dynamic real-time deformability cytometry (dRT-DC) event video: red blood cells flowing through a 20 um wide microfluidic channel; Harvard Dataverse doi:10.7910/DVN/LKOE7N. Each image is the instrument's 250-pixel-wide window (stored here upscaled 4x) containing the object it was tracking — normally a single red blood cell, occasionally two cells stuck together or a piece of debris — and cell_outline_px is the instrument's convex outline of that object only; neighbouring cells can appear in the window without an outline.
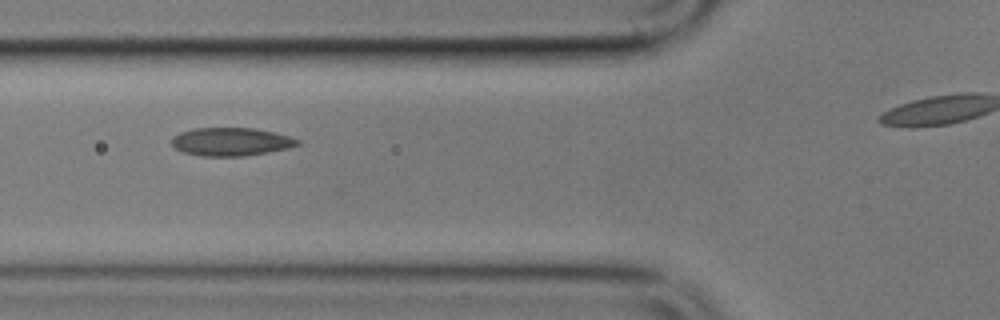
{"species": "common noctule bat (a hibernating species)", "species_latin": "Nyctalus noctula", "temperature_condition": "cold", "stored_images_in_passage": 13, "camera_frame_rate_fps": 3000, "um_per_image_px": 0.085, "animal": {"sex": "male", "body_mass_g": 17.9}, "frame": {"image": 1, "passage_image": 4, "time_ms": 3.333, "image_size_px": [1000, 320], "cell_outline_px": [[300, 144], [288, 148], [268, 152], [244, 156], [200, 156], [184, 152], [176, 148], [172, 144], [172, 136], [180, 132], [192, 128], [256, 128], [288, 136], [300, 140]], "centroid_in_image_um": [19.62, 12.04], "position_along_channel_um": 106.2, "area_um2": 20.63}}
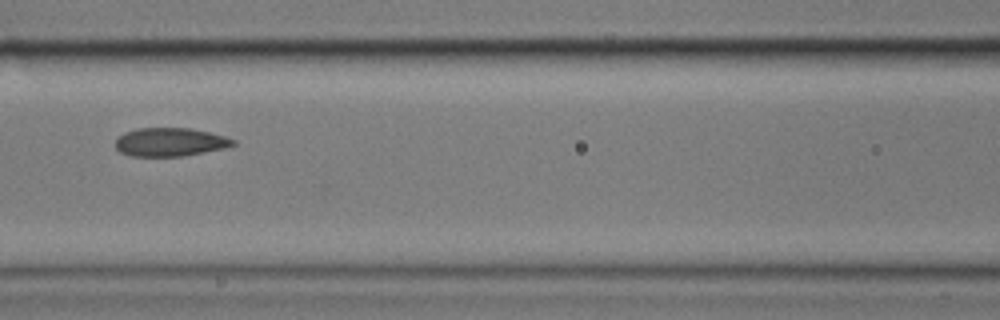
{"frame": {"image": 2, "passage_image": 5, "time_ms": 4.667, "image_size_px": [1000, 320], "cell_outline_px": [[236, 144], [224, 148], [184, 156], [128, 156], [120, 152], [116, 148], [116, 140], [124, 132], [136, 128], [188, 128], [208, 132], [224, 136], [236, 140]], "centroid_in_image_um": [14.44, 12.08], "position_along_channel_um": 152.2, "area_um2": 19.48}}
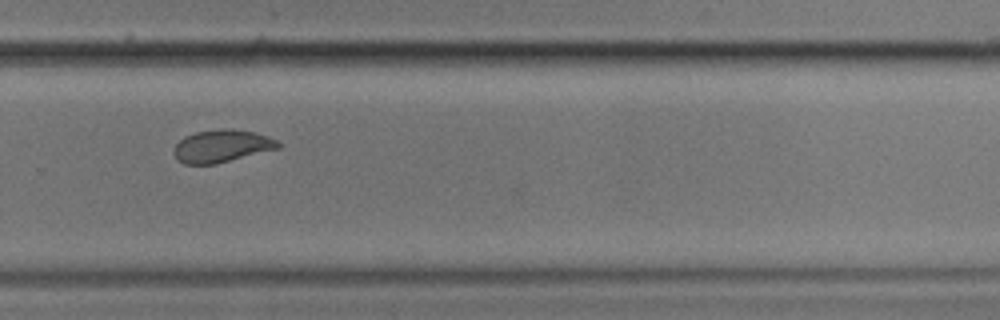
{"frame": {"image": 3, "passage_image": 9, "time_ms": 9.333, "image_size_px": [1000, 320], "cell_outline_px": [[280, 148], [216, 164], [184, 164], [176, 160], [172, 152], [176, 144], [184, 136], [196, 132], [220, 128], [232, 128], [256, 132], [268, 136], [276, 140], [280, 144]], "centroid_in_image_um": [18.83, 12.41], "position_along_channel_um": 311.0, "area_um2": 20.06}, "authors_computed_cell_mechanics": {"area_um2": 20.0566, "velocity_mm_per_s": 3.403, "shape_relaxation_time_tau1_ms": null, "shape_relaxation_time_tau2_ms": 0.9035, "deformation_change_tau1": null, "deformation_change_tau2": 0.0573}}